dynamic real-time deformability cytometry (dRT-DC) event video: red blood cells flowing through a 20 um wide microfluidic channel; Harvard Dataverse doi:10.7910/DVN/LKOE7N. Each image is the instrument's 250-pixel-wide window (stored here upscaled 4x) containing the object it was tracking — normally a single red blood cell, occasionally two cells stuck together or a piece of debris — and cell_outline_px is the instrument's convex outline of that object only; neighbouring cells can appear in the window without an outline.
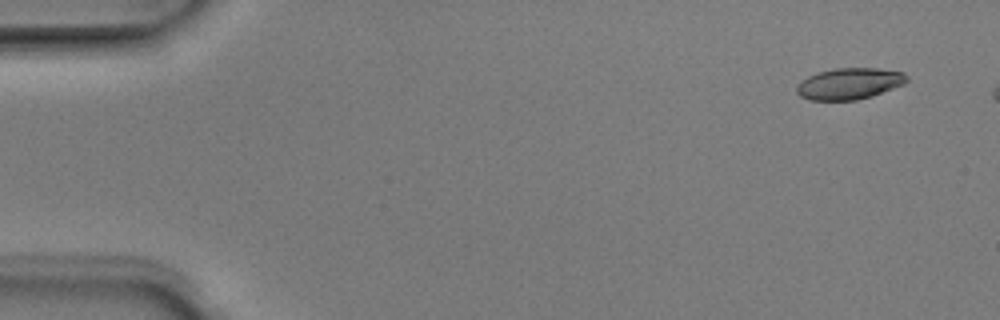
{"species": "Egyptian fruit bat (a non-hibernating species)", "species_latin": "Rousettus aegyptiacus", "temperature_condition": "room temperature", "stored_images_in_passage": 2, "camera_frame_rate_fps": 3000, "um_per_image_px": 0.085, "animal": {"sex": "male"}, "frame": {"image": 1, "passage_image": 1, "time_ms": 0.0, "image_size_px": [1000, 320], "cell_outline_px": [[908, 80], [904, 84], [872, 96], [856, 100], [808, 100], [800, 96], [796, 92], [796, 84], [808, 76], [816, 72], [836, 68], [876, 68], [904, 72], [908, 76]], "centroid_in_image_um": [72.17, 7.11], "position_along_channel_um": 12.8, "area_um2": 20.29}}